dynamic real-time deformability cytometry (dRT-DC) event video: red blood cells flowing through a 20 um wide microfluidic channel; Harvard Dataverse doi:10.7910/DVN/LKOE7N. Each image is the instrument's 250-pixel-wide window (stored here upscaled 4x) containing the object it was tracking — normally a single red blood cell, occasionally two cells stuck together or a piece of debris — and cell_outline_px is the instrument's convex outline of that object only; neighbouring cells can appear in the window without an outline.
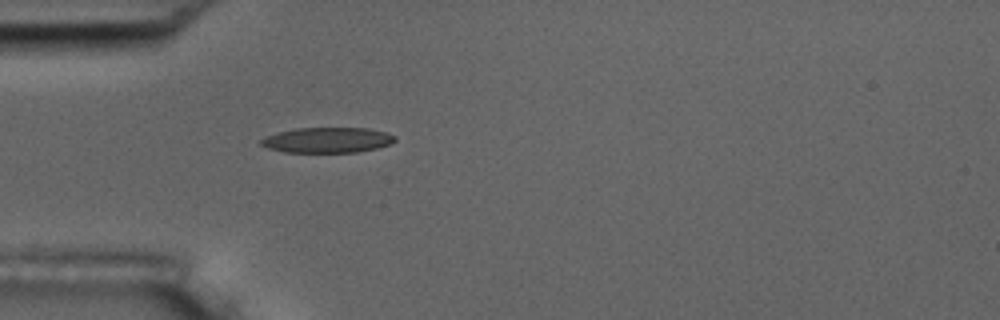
{"species": "common noctule bat (a hibernating species)", "species_latin": "Nyctalus noctula", "temperature_condition": "room temperature", "stored_images_in_passage": 1, "camera_frame_rate_fps": 3000, "um_per_image_px": 0.085, "animal": {"sex": "male", "body_mass_g": 17.5, "forearm_length_mm": 52.3}, "frame": {"image": 1, "passage_image": 1, "time_ms": 0.0, "image_size_px": [1000, 320], "cell_outline_px": [[396, 140], [388, 144], [376, 148], [356, 152], [284, 152], [268, 148], [260, 144], [260, 140], [276, 132], [296, 128], [368, 128], [384, 132], [396, 136]], "centroid_in_image_um": [27.81, 11.9], "position_along_channel_um": 57.2, "area_um2": 19.65}}